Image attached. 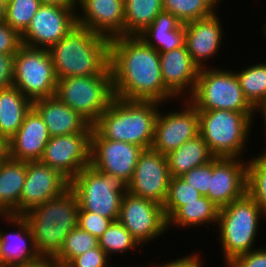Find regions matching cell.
Here are the masks:
<instances>
[{
  "instance_id": "obj_1",
  "label": "cell",
  "mask_w": 266,
  "mask_h": 267,
  "mask_svg": "<svg viewBox=\"0 0 266 267\" xmlns=\"http://www.w3.org/2000/svg\"><path fill=\"white\" fill-rule=\"evenodd\" d=\"M110 68L114 97L162 104L179 100L164 85L159 52L139 36L110 39Z\"/></svg>"
},
{
  "instance_id": "obj_2",
  "label": "cell",
  "mask_w": 266,
  "mask_h": 267,
  "mask_svg": "<svg viewBox=\"0 0 266 267\" xmlns=\"http://www.w3.org/2000/svg\"><path fill=\"white\" fill-rule=\"evenodd\" d=\"M48 51L57 79L100 75L110 65V39L78 25Z\"/></svg>"
},
{
  "instance_id": "obj_3",
  "label": "cell",
  "mask_w": 266,
  "mask_h": 267,
  "mask_svg": "<svg viewBox=\"0 0 266 267\" xmlns=\"http://www.w3.org/2000/svg\"><path fill=\"white\" fill-rule=\"evenodd\" d=\"M155 101H131L114 97L109 107L92 125L105 139L151 148L159 106Z\"/></svg>"
},
{
  "instance_id": "obj_4",
  "label": "cell",
  "mask_w": 266,
  "mask_h": 267,
  "mask_svg": "<svg viewBox=\"0 0 266 267\" xmlns=\"http://www.w3.org/2000/svg\"><path fill=\"white\" fill-rule=\"evenodd\" d=\"M79 203L71 188L23 215L40 257L54 258L66 236L77 227Z\"/></svg>"
},
{
  "instance_id": "obj_5",
  "label": "cell",
  "mask_w": 266,
  "mask_h": 267,
  "mask_svg": "<svg viewBox=\"0 0 266 267\" xmlns=\"http://www.w3.org/2000/svg\"><path fill=\"white\" fill-rule=\"evenodd\" d=\"M264 217L266 215L248 193L219 209L217 230L226 267L240 255L258 249L254 243L260 219Z\"/></svg>"
},
{
  "instance_id": "obj_6",
  "label": "cell",
  "mask_w": 266,
  "mask_h": 267,
  "mask_svg": "<svg viewBox=\"0 0 266 267\" xmlns=\"http://www.w3.org/2000/svg\"><path fill=\"white\" fill-rule=\"evenodd\" d=\"M256 115L225 109L198 111L199 134L215 157L242 158Z\"/></svg>"
},
{
  "instance_id": "obj_7",
  "label": "cell",
  "mask_w": 266,
  "mask_h": 267,
  "mask_svg": "<svg viewBox=\"0 0 266 267\" xmlns=\"http://www.w3.org/2000/svg\"><path fill=\"white\" fill-rule=\"evenodd\" d=\"M216 68L199 70L194 91L187 100L197 111L225 109L257 114L245 99L235 70Z\"/></svg>"
},
{
  "instance_id": "obj_8",
  "label": "cell",
  "mask_w": 266,
  "mask_h": 267,
  "mask_svg": "<svg viewBox=\"0 0 266 267\" xmlns=\"http://www.w3.org/2000/svg\"><path fill=\"white\" fill-rule=\"evenodd\" d=\"M55 96L93 125L114 98L110 65L100 75L58 79Z\"/></svg>"
},
{
  "instance_id": "obj_9",
  "label": "cell",
  "mask_w": 266,
  "mask_h": 267,
  "mask_svg": "<svg viewBox=\"0 0 266 267\" xmlns=\"http://www.w3.org/2000/svg\"><path fill=\"white\" fill-rule=\"evenodd\" d=\"M70 188L77 196L79 211L118 220L123 195L127 191L118 178L89 165L70 181Z\"/></svg>"
},
{
  "instance_id": "obj_10",
  "label": "cell",
  "mask_w": 266,
  "mask_h": 267,
  "mask_svg": "<svg viewBox=\"0 0 266 267\" xmlns=\"http://www.w3.org/2000/svg\"><path fill=\"white\" fill-rule=\"evenodd\" d=\"M57 76L48 49L22 45L14 59L13 85L32 102L55 96Z\"/></svg>"
},
{
  "instance_id": "obj_11",
  "label": "cell",
  "mask_w": 266,
  "mask_h": 267,
  "mask_svg": "<svg viewBox=\"0 0 266 267\" xmlns=\"http://www.w3.org/2000/svg\"><path fill=\"white\" fill-rule=\"evenodd\" d=\"M118 220L140 246L169 230L162 205L128 191L123 195Z\"/></svg>"
},
{
  "instance_id": "obj_12",
  "label": "cell",
  "mask_w": 266,
  "mask_h": 267,
  "mask_svg": "<svg viewBox=\"0 0 266 267\" xmlns=\"http://www.w3.org/2000/svg\"><path fill=\"white\" fill-rule=\"evenodd\" d=\"M77 7L41 4L21 35L22 45L49 49L77 26Z\"/></svg>"
},
{
  "instance_id": "obj_13",
  "label": "cell",
  "mask_w": 266,
  "mask_h": 267,
  "mask_svg": "<svg viewBox=\"0 0 266 267\" xmlns=\"http://www.w3.org/2000/svg\"><path fill=\"white\" fill-rule=\"evenodd\" d=\"M144 149L138 145L103 138L94 128L91 133L90 165L118 178L127 185Z\"/></svg>"
},
{
  "instance_id": "obj_14",
  "label": "cell",
  "mask_w": 266,
  "mask_h": 267,
  "mask_svg": "<svg viewBox=\"0 0 266 267\" xmlns=\"http://www.w3.org/2000/svg\"><path fill=\"white\" fill-rule=\"evenodd\" d=\"M171 179L167 157L160 152L144 149L138 159L126 190L133 195L163 206Z\"/></svg>"
},
{
  "instance_id": "obj_15",
  "label": "cell",
  "mask_w": 266,
  "mask_h": 267,
  "mask_svg": "<svg viewBox=\"0 0 266 267\" xmlns=\"http://www.w3.org/2000/svg\"><path fill=\"white\" fill-rule=\"evenodd\" d=\"M91 133L53 136L45 146L41 162L71 181L90 165Z\"/></svg>"
},
{
  "instance_id": "obj_16",
  "label": "cell",
  "mask_w": 266,
  "mask_h": 267,
  "mask_svg": "<svg viewBox=\"0 0 266 267\" xmlns=\"http://www.w3.org/2000/svg\"><path fill=\"white\" fill-rule=\"evenodd\" d=\"M181 100L185 105L180 111L159 109L151 148L165 156L199 134L197 109L187 99Z\"/></svg>"
},
{
  "instance_id": "obj_17",
  "label": "cell",
  "mask_w": 266,
  "mask_h": 267,
  "mask_svg": "<svg viewBox=\"0 0 266 267\" xmlns=\"http://www.w3.org/2000/svg\"><path fill=\"white\" fill-rule=\"evenodd\" d=\"M70 188V181L57 170L41 162L27 161V174L17 215L51 200Z\"/></svg>"
},
{
  "instance_id": "obj_18",
  "label": "cell",
  "mask_w": 266,
  "mask_h": 267,
  "mask_svg": "<svg viewBox=\"0 0 266 267\" xmlns=\"http://www.w3.org/2000/svg\"><path fill=\"white\" fill-rule=\"evenodd\" d=\"M240 158L215 157L208 198L220 208L247 193V161Z\"/></svg>"
},
{
  "instance_id": "obj_19",
  "label": "cell",
  "mask_w": 266,
  "mask_h": 267,
  "mask_svg": "<svg viewBox=\"0 0 266 267\" xmlns=\"http://www.w3.org/2000/svg\"><path fill=\"white\" fill-rule=\"evenodd\" d=\"M77 5L78 26L108 39L124 36V0H78Z\"/></svg>"
},
{
  "instance_id": "obj_20",
  "label": "cell",
  "mask_w": 266,
  "mask_h": 267,
  "mask_svg": "<svg viewBox=\"0 0 266 267\" xmlns=\"http://www.w3.org/2000/svg\"><path fill=\"white\" fill-rule=\"evenodd\" d=\"M215 12L209 17L184 24L185 45L193 62L201 69L218 54L223 43V24ZM205 62V63H204Z\"/></svg>"
},
{
  "instance_id": "obj_21",
  "label": "cell",
  "mask_w": 266,
  "mask_h": 267,
  "mask_svg": "<svg viewBox=\"0 0 266 267\" xmlns=\"http://www.w3.org/2000/svg\"><path fill=\"white\" fill-rule=\"evenodd\" d=\"M50 138L46 124L31 107L18 131L7 142V156L17 161L40 160Z\"/></svg>"
},
{
  "instance_id": "obj_22",
  "label": "cell",
  "mask_w": 266,
  "mask_h": 267,
  "mask_svg": "<svg viewBox=\"0 0 266 267\" xmlns=\"http://www.w3.org/2000/svg\"><path fill=\"white\" fill-rule=\"evenodd\" d=\"M0 218L6 220L18 232L4 233L0 229V267H13L32 263L40 258L33 244V235L28 222L22 215H5ZM4 218V219H3Z\"/></svg>"
},
{
  "instance_id": "obj_23",
  "label": "cell",
  "mask_w": 266,
  "mask_h": 267,
  "mask_svg": "<svg viewBox=\"0 0 266 267\" xmlns=\"http://www.w3.org/2000/svg\"><path fill=\"white\" fill-rule=\"evenodd\" d=\"M159 57L165 87L176 98L184 99L186 95L187 99L194 91L200 68L193 62L186 45L159 53Z\"/></svg>"
},
{
  "instance_id": "obj_24",
  "label": "cell",
  "mask_w": 266,
  "mask_h": 267,
  "mask_svg": "<svg viewBox=\"0 0 266 267\" xmlns=\"http://www.w3.org/2000/svg\"><path fill=\"white\" fill-rule=\"evenodd\" d=\"M32 107L46 124L51 137L92 133V124L56 96L35 100L32 102Z\"/></svg>"
},
{
  "instance_id": "obj_25",
  "label": "cell",
  "mask_w": 266,
  "mask_h": 267,
  "mask_svg": "<svg viewBox=\"0 0 266 267\" xmlns=\"http://www.w3.org/2000/svg\"><path fill=\"white\" fill-rule=\"evenodd\" d=\"M138 36L159 53L185 46L184 24L167 11H161Z\"/></svg>"
},
{
  "instance_id": "obj_26",
  "label": "cell",
  "mask_w": 266,
  "mask_h": 267,
  "mask_svg": "<svg viewBox=\"0 0 266 267\" xmlns=\"http://www.w3.org/2000/svg\"><path fill=\"white\" fill-rule=\"evenodd\" d=\"M27 174V161L6 156L0 161V213L17 215Z\"/></svg>"
},
{
  "instance_id": "obj_27",
  "label": "cell",
  "mask_w": 266,
  "mask_h": 267,
  "mask_svg": "<svg viewBox=\"0 0 266 267\" xmlns=\"http://www.w3.org/2000/svg\"><path fill=\"white\" fill-rule=\"evenodd\" d=\"M32 101L14 85L0 89V137L7 143L18 131Z\"/></svg>"
},
{
  "instance_id": "obj_28",
  "label": "cell",
  "mask_w": 266,
  "mask_h": 267,
  "mask_svg": "<svg viewBox=\"0 0 266 267\" xmlns=\"http://www.w3.org/2000/svg\"><path fill=\"white\" fill-rule=\"evenodd\" d=\"M166 157L171 177H181L194 167L208 163L215 158L200 134L184 142Z\"/></svg>"
},
{
  "instance_id": "obj_29",
  "label": "cell",
  "mask_w": 266,
  "mask_h": 267,
  "mask_svg": "<svg viewBox=\"0 0 266 267\" xmlns=\"http://www.w3.org/2000/svg\"><path fill=\"white\" fill-rule=\"evenodd\" d=\"M219 216V207H217L209 198L202 196L196 201L187 202L182 205L169 219L168 228L172 225L178 228L203 226L209 224L217 225Z\"/></svg>"
},
{
  "instance_id": "obj_30",
  "label": "cell",
  "mask_w": 266,
  "mask_h": 267,
  "mask_svg": "<svg viewBox=\"0 0 266 267\" xmlns=\"http://www.w3.org/2000/svg\"><path fill=\"white\" fill-rule=\"evenodd\" d=\"M124 36H138L163 11L162 0H124Z\"/></svg>"
},
{
  "instance_id": "obj_31",
  "label": "cell",
  "mask_w": 266,
  "mask_h": 267,
  "mask_svg": "<svg viewBox=\"0 0 266 267\" xmlns=\"http://www.w3.org/2000/svg\"><path fill=\"white\" fill-rule=\"evenodd\" d=\"M235 73L245 99L257 111L266 102V62L251 64Z\"/></svg>"
},
{
  "instance_id": "obj_32",
  "label": "cell",
  "mask_w": 266,
  "mask_h": 267,
  "mask_svg": "<svg viewBox=\"0 0 266 267\" xmlns=\"http://www.w3.org/2000/svg\"><path fill=\"white\" fill-rule=\"evenodd\" d=\"M162 6L182 24L209 17L219 8L213 0H162Z\"/></svg>"
},
{
  "instance_id": "obj_33",
  "label": "cell",
  "mask_w": 266,
  "mask_h": 267,
  "mask_svg": "<svg viewBox=\"0 0 266 267\" xmlns=\"http://www.w3.org/2000/svg\"><path fill=\"white\" fill-rule=\"evenodd\" d=\"M97 247L99 239L77 226L66 236L63 246L53 259L66 267L75 257Z\"/></svg>"
},
{
  "instance_id": "obj_34",
  "label": "cell",
  "mask_w": 266,
  "mask_h": 267,
  "mask_svg": "<svg viewBox=\"0 0 266 267\" xmlns=\"http://www.w3.org/2000/svg\"><path fill=\"white\" fill-rule=\"evenodd\" d=\"M247 193L266 215V148L247 162Z\"/></svg>"
},
{
  "instance_id": "obj_35",
  "label": "cell",
  "mask_w": 266,
  "mask_h": 267,
  "mask_svg": "<svg viewBox=\"0 0 266 267\" xmlns=\"http://www.w3.org/2000/svg\"><path fill=\"white\" fill-rule=\"evenodd\" d=\"M99 246L109 257L112 254H125L130 250L141 248L119 220L113 221L102 234L99 238Z\"/></svg>"
},
{
  "instance_id": "obj_36",
  "label": "cell",
  "mask_w": 266,
  "mask_h": 267,
  "mask_svg": "<svg viewBox=\"0 0 266 267\" xmlns=\"http://www.w3.org/2000/svg\"><path fill=\"white\" fill-rule=\"evenodd\" d=\"M41 6L40 0H7L5 22L20 35L31 23L32 17Z\"/></svg>"
},
{
  "instance_id": "obj_37",
  "label": "cell",
  "mask_w": 266,
  "mask_h": 267,
  "mask_svg": "<svg viewBox=\"0 0 266 267\" xmlns=\"http://www.w3.org/2000/svg\"><path fill=\"white\" fill-rule=\"evenodd\" d=\"M203 195L190 186L181 177H171L168 187V194L163 204L167 220L187 202L196 201Z\"/></svg>"
},
{
  "instance_id": "obj_38",
  "label": "cell",
  "mask_w": 266,
  "mask_h": 267,
  "mask_svg": "<svg viewBox=\"0 0 266 267\" xmlns=\"http://www.w3.org/2000/svg\"><path fill=\"white\" fill-rule=\"evenodd\" d=\"M210 176H212V160L187 171L181 178L208 198Z\"/></svg>"
},
{
  "instance_id": "obj_39",
  "label": "cell",
  "mask_w": 266,
  "mask_h": 267,
  "mask_svg": "<svg viewBox=\"0 0 266 267\" xmlns=\"http://www.w3.org/2000/svg\"><path fill=\"white\" fill-rule=\"evenodd\" d=\"M112 222L113 221L111 219L102 217L94 212L78 211L77 226L98 239L108 229Z\"/></svg>"
},
{
  "instance_id": "obj_40",
  "label": "cell",
  "mask_w": 266,
  "mask_h": 267,
  "mask_svg": "<svg viewBox=\"0 0 266 267\" xmlns=\"http://www.w3.org/2000/svg\"><path fill=\"white\" fill-rule=\"evenodd\" d=\"M109 256L99 246L75 257L66 267H112Z\"/></svg>"
},
{
  "instance_id": "obj_41",
  "label": "cell",
  "mask_w": 266,
  "mask_h": 267,
  "mask_svg": "<svg viewBox=\"0 0 266 267\" xmlns=\"http://www.w3.org/2000/svg\"><path fill=\"white\" fill-rule=\"evenodd\" d=\"M22 46L21 35L5 21L0 22V54H16Z\"/></svg>"
},
{
  "instance_id": "obj_42",
  "label": "cell",
  "mask_w": 266,
  "mask_h": 267,
  "mask_svg": "<svg viewBox=\"0 0 266 267\" xmlns=\"http://www.w3.org/2000/svg\"><path fill=\"white\" fill-rule=\"evenodd\" d=\"M227 267H266V247L249 251L237 257Z\"/></svg>"
},
{
  "instance_id": "obj_43",
  "label": "cell",
  "mask_w": 266,
  "mask_h": 267,
  "mask_svg": "<svg viewBox=\"0 0 266 267\" xmlns=\"http://www.w3.org/2000/svg\"><path fill=\"white\" fill-rule=\"evenodd\" d=\"M15 54H0V89L13 86Z\"/></svg>"
},
{
  "instance_id": "obj_44",
  "label": "cell",
  "mask_w": 266,
  "mask_h": 267,
  "mask_svg": "<svg viewBox=\"0 0 266 267\" xmlns=\"http://www.w3.org/2000/svg\"><path fill=\"white\" fill-rule=\"evenodd\" d=\"M197 252H192L191 255L184 256L181 258L173 260L172 262H167L166 264H160V265H153L150 267H202L203 260L199 254H196ZM149 267V266H146Z\"/></svg>"
},
{
  "instance_id": "obj_45",
  "label": "cell",
  "mask_w": 266,
  "mask_h": 267,
  "mask_svg": "<svg viewBox=\"0 0 266 267\" xmlns=\"http://www.w3.org/2000/svg\"><path fill=\"white\" fill-rule=\"evenodd\" d=\"M13 267H62L57 263L53 258L40 257L38 260L25 264V265H16Z\"/></svg>"
},
{
  "instance_id": "obj_46",
  "label": "cell",
  "mask_w": 266,
  "mask_h": 267,
  "mask_svg": "<svg viewBox=\"0 0 266 267\" xmlns=\"http://www.w3.org/2000/svg\"><path fill=\"white\" fill-rule=\"evenodd\" d=\"M41 4L56 5L59 7H77L78 0H40Z\"/></svg>"
},
{
  "instance_id": "obj_47",
  "label": "cell",
  "mask_w": 266,
  "mask_h": 267,
  "mask_svg": "<svg viewBox=\"0 0 266 267\" xmlns=\"http://www.w3.org/2000/svg\"><path fill=\"white\" fill-rule=\"evenodd\" d=\"M7 10V0H0V22L5 20Z\"/></svg>"
},
{
  "instance_id": "obj_48",
  "label": "cell",
  "mask_w": 266,
  "mask_h": 267,
  "mask_svg": "<svg viewBox=\"0 0 266 267\" xmlns=\"http://www.w3.org/2000/svg\"><path fill=\"white\" fill-rule=\"evenodd\" d=\"M7 156V143L0 137V159Z\"/></svg>"
},
{
  "instance_id": "obj_49",
  "label": "cell",
  "mask_w": 266,
  "mask_h": 267,
  "mask_svg": "<svg viewBox=\"0 0 266 267\" xmlns=\"http://www.w3.org/2000/svg\"><path fill=\"white\" fill-rule=\"evenodd\" d=\"M257 112L263 115V117L261 118L264 119L263 123H264V128H265V133H266V102L257 110Z\"/></svg>"
},
{
  "instance_id": "obj_50",
  "label": "cell",
  "mask_w": 266,
  "mask_h": 267,
  "mask_svg": "<svg viewBox=\"0 0 266 267\" xmlns=\"http://www.w3.org/2000/svg\"><path fill=\"white\" fill-rule=\"evenodd\" d=\"M263 26H264V27H262L263 33H264V35H266V22L264 23ZM265 37H266V36H265Z\"/></svg>"
},
{
  "instance_id": "obj_51",
  "label": "cell",
  "mask_w": 266,
  "mask_h": 267,
  "mask_svg": "<svg viewBox=\"0 0 266 267\" xmlns=\"http://www.w3.org/2000/svg\"><path fill=\"white\" fill-rule=\"evenodd\" d=\"M218 6L220 5L219 3L223 0H213Z\"/></svg>"
}]
</instances>
